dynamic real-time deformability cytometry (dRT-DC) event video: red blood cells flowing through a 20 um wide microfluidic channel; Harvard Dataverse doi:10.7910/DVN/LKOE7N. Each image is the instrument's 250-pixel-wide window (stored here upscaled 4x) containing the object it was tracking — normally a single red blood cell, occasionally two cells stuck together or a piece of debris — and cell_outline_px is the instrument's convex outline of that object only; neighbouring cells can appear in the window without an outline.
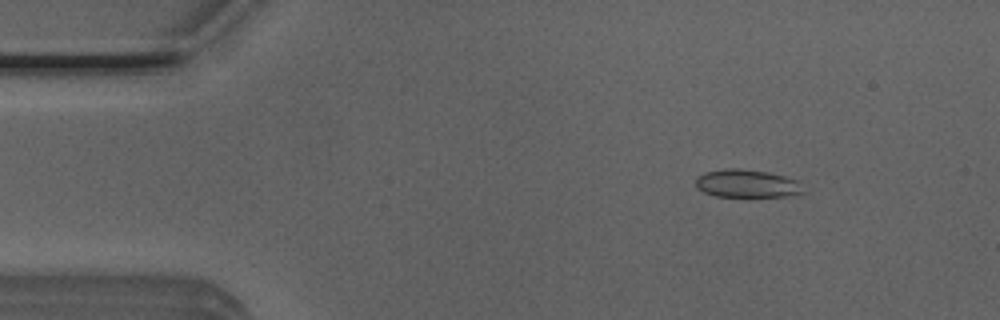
{"species": "Egyptian fruit bat (a non-hibernating species)", "species_latin": "Rousettus aegyptiacus", "temperature_condition": "room temperature", "stored_images_in_passage": 52, "camera_frame_rate_fps": 3000, "um_per_image_px": 0.085, "animal": {"sex": "male"}, "frame": {"image": 1, "passage_image": 7, "time_ms": 2.0, "image_size_px": [1000, 320], "cell_outline_px": [[804, 192], [784, 196], [716, 196], [704, 192], [696, 188], [696, 176], [704, 172], [724, 168], [736, 168], [768, 172], [800, 180]], "centroid_in_image_um": [63.47, 15.59], "position_along_channel_um": 21.5, "area_um2": 17.57}}
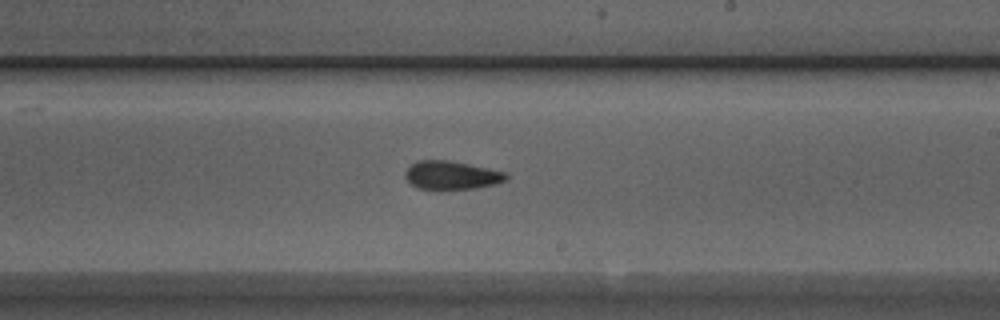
{"frame": {"image": 2, "passage_image": 30, "time_ms": 9.667, "image_size_px": [1000, 320], "cell_outline_px": [[508, 180], [496, 184], [476, 188], [416, 188], [404, 176], [404, 172], [412, 164], [420, 160], [448, 160], [508, 172]], "centroid_in_image_um": [38.43, 14.88], "position_along_channel_um": 250.6, "area_um2": 16.53}}
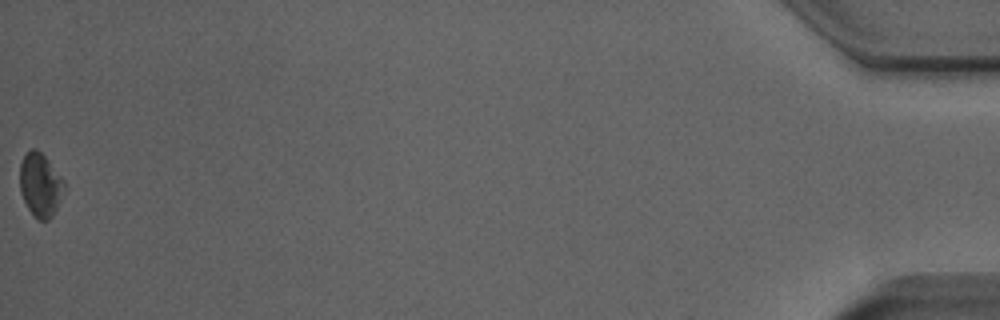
{"frame": {"image": 3, "passage_image": 52, "time_ms": 17.0, "image_size_px": [1000, 320], "cell_outline_px": [[64, 188], [60, 200], [52, 216], [48, 220], [40, 220], [28, 208], [20, 192], [20, 164], [24, 156], [32, 148], [36, 148], [44, 156], [64, 180]], "centroid_in_image_um": [3.42, 15.7], "position_along_channel_um": 431.8, "area_um2": 16.01}, "authors_computed_cell_mechanics": {"area_um2": 17.1955, "velocity_mm_per_s": 3.9425, "shape_relaxation_time_tau1_ms": null, "shape_relaxation_time_tau2_ms": 2.479, "deformation_change_tau1": null, "deformation_change_tau2": 0.0542}}